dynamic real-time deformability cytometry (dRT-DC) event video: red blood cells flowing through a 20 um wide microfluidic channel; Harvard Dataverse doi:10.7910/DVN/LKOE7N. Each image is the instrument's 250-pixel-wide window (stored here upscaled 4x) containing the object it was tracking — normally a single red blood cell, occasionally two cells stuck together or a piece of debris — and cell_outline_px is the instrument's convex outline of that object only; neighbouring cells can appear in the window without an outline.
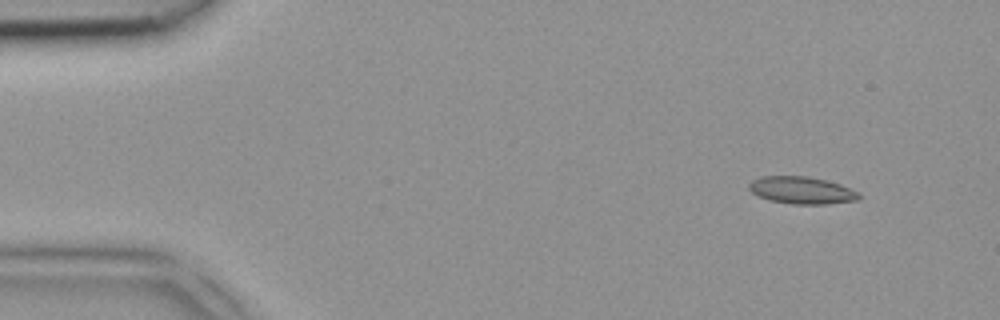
{"species": "common noctule bat (a hibernating species)", "species_latin": "Nyctalus noctula", "temperature_condition": "room temperature", "stored_images_in_passage": 2, "camera_frame_rate_fps": 3000, "um_per_image_px": 0.085, "animal": {"sex": "female", "body_mass_g": 18.4}, "frame": {"image": 1, "passage_image": 1, "time_ms": 0.0, "image_size_px": [1000, 320], "cell_outline_px": [[860, 200], [828, 204], [792, 204], [772, 200], [760, 196], [752, 192], [748, 188], [748, 184], [752, 180], [760, 176], [808, 176], [840, 184], [860, 192]], "centroid_in_image_um": [68.18, 16.17], "position_along_channel_um": 16.8, "area_um2": 17.46}}